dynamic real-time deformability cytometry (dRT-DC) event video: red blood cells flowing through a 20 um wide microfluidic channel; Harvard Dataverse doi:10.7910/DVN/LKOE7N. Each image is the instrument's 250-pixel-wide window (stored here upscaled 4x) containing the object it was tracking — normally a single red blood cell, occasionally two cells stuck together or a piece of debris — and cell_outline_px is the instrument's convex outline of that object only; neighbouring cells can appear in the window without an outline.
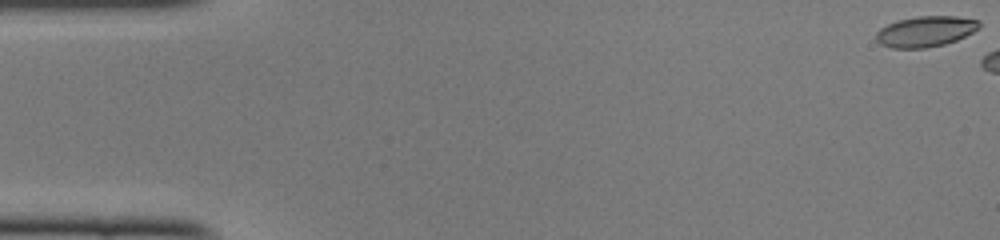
{"species": "common noctule bat (a hibernating species)", "species_latin": "Nyctalus noctula", "temperature_condition": "cold", "stored_images_in_passage": 6, "camera_frame_rate_fps": 3000, "um_per_image_px": 0.085, "animal": {"sex": "female", "body_mass_g": 22.0, "forearm_length_mm": 56.7}, "frame": {"image": 1, "passage_image": 1, "time_ms": 0.0, "image_size_px": [1000, 240], "cell_outline_px": [[980, 28], [956, 40], [944, 44], [924, 48], [892, 48], [880, 44], [876, 40], [876, 32], [880, 28], [896, 20], [916, 16], [956, 16], [980, 20]], "centroid_in_image_um": [78.66, 2.66], "position_along_channel_um": 6.3, "area_um2": 18.5}}